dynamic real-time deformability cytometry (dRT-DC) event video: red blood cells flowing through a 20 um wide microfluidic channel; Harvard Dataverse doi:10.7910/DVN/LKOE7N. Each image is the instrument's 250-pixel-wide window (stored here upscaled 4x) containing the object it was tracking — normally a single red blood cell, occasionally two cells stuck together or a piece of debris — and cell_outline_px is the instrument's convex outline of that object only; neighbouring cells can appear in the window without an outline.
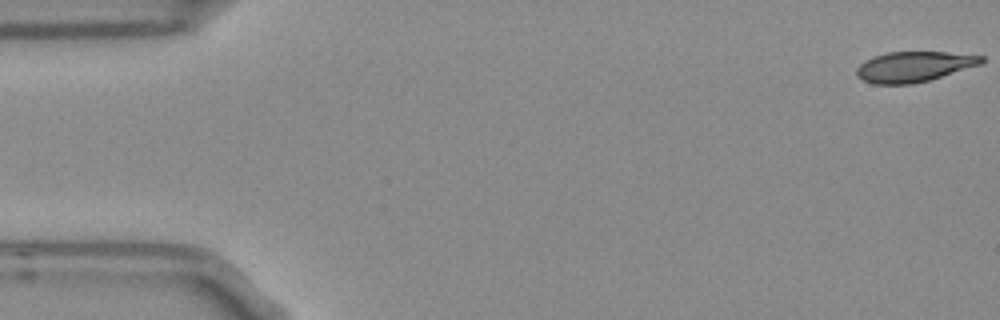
{"species": "Egyptian fruit bat (a non-hibernating species)", "species_latin": "Rousettus aegyptiacus", "temperature_condition": "room temperature", "stored_images_in_passage": 5, "camera_frame_rate_fps": 3000, "um_per_image_px": 0.085, "frame": {"image": 1, "passage_image": 1, "time_ms": 0.0, "image_size_px": [1000, 320], "cell_outline_px": [[984, 60], [980, 64], [928, 80], [912, 84], [872, 84], [856, 76], [856, 68], [860, 64], [872, 56], [888, 52], [944, 52], [984, 56]], "centroid_in_image_um": [77.62, 5.66], "position_along_channel_um": 7.4, "area_um2": 21.85}}
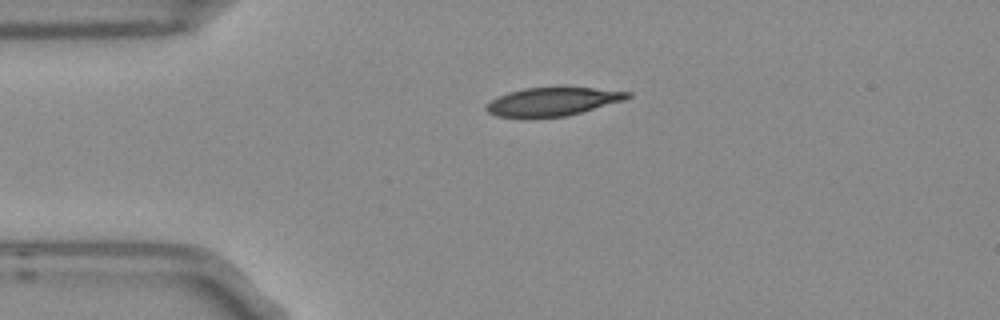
{"frame": {"image": 2, "passage_image": 4, "time_ms": 1.0, "image_size_px": [1000, 320], "cell_outline_px": [[632, 96], [624, 100], [580, 112], [564, 116], [496, 116], [488, 112], [484, 108], [492, 100], [508, 92], [524, 88], [560, 84], [564, 84], [632, 92]], "centroid_in_image_um": [47.05, 8.56], "position_along_channel_um": 38.0, "area_um2": 23.76}}